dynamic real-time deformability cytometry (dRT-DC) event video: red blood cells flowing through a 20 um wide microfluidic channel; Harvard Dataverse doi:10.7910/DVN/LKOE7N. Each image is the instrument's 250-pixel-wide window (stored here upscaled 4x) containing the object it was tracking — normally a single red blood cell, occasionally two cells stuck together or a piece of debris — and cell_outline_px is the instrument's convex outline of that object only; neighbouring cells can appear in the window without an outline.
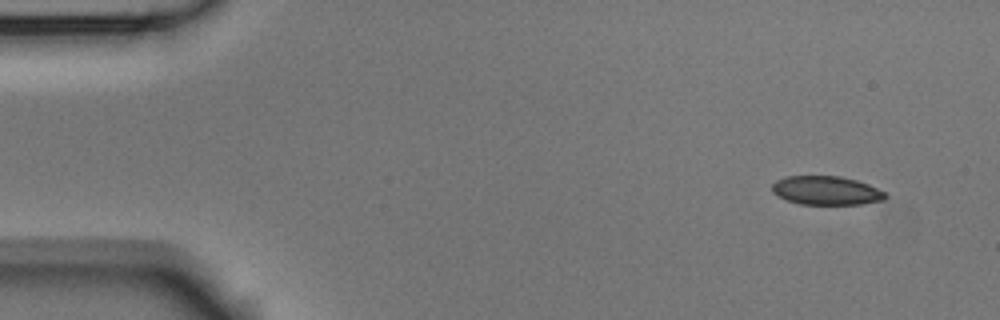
{"species": "Egyptian fruit bat (a non-hibernating species)", "species_latin": "Rousettus aegyptiacus", "temperature_condition": "room temperature", "stored_images_in_passage": 4, "camera_frame_rate_fps": 3000, "um_per_image_px": 0.085, "animal": {"sex": "male"}, "frame": {"image": 1, "passage_image": 1, "time_ms": 0.0, "image_size_px": [1000, 320], "cell_outline_px": [[888, 196], [884, 200], [860, 204], [800, 204], [788, 200], [772, 192], [772, 184], [776, 180], [784, 176], [840, 176], [856, 180], [868, 184], [884, 192]], "centroid_in_image_um": [70.23, 16.19], "position_along_channel_um": 14.8, "area_um2": 18.9}}
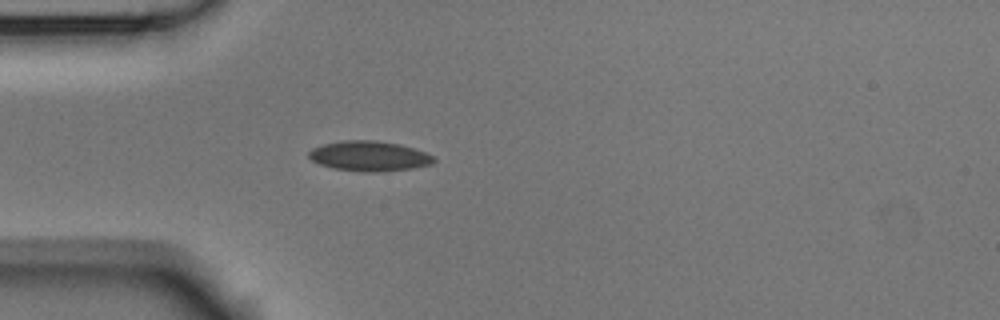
{"frame": {"image": 2, "passage_image": 4, "time_ms": 1.0, "image_size_px": [1000, 320], "cell_outline_px": [[436, 160], [432, 164], [412, 168], [376, 172], [364, 172], [332, 168], [320, 164], [312, 160], [308, 156], [308, 152], [312, 148], [324, 144], [344, 140], [376, 140], [400, 144], [436, 156]], "centroid_in_image_um": [31.39, 13.26], "position_along_channel_um": 53.6, "area_um2": 21.91}}